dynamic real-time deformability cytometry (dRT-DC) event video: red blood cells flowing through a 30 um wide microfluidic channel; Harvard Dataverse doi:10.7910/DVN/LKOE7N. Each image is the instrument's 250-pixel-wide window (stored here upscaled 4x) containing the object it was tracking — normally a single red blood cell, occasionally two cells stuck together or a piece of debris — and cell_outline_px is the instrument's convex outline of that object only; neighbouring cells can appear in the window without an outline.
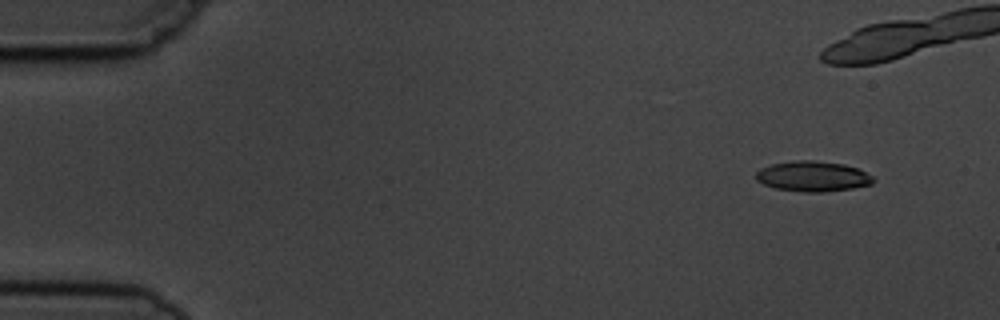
{"species": "common noctule bat (a hibernating species)", "species_latin": "Nyctalus noctula", "temperature_condition": "cold", "stored_images_in_passage": 6, "camera_frame_rate_fps": 3000, "um_per_image_px": 0.085, "animal": {"sex": "male", "body_mass_g": 19.5, "forearm_length_mm": 54.6}, "frame": {"image": 1, "passage_image": 1, "time_ms": 0.0, "image_size_px": [1000, 320], "cell_outline_px": [[876, 180], [872, 184], [852, 188], [824, 192], [804, 192], [776, 188], [764, 184], [756, 180], [756, 172], [760, 168], [772, 164], [796, 160], [812, 160], [844, 164], [856, 168], [872, 176]], "centroid_in_image_um": [69.08, 14.99], "position_along_channel_um": 15.9, "area_um2": 20.63}}